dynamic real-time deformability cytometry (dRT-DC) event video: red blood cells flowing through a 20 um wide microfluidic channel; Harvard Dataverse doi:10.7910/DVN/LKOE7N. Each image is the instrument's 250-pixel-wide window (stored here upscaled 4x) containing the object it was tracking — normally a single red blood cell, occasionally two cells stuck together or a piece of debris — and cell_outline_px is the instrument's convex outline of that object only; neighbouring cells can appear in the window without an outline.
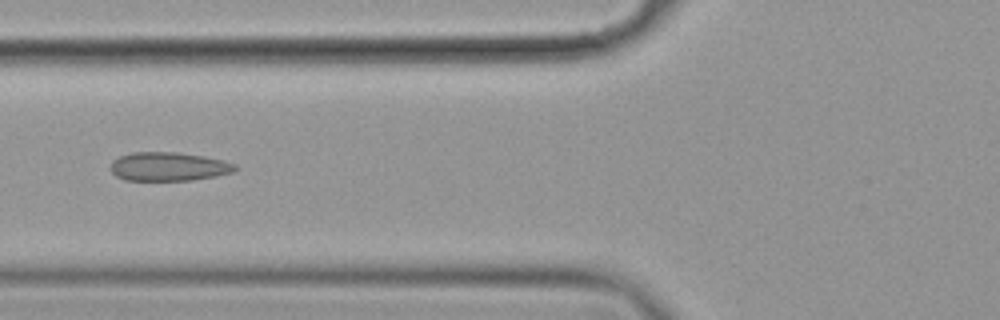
{"species": "common noctule bat (a hibernating species)", "species_latin": "Nyctalus noctula", "temperature_condition": "cold", "stored_images_in_passage": 8, "camera_frame_rate_fps": 3000, "um_per_image_px": 0.085, "animal": {"sex": "female", "body_mass_g": 19.9}, "frame": {"image": 1, "passage_image": 6, "time_ms": 1.667, "image_size_px": [1000, 320], "cell_outline_px": [[236, 168], [232, 172], [216, 176], [192, 180], [124, 180], [116, 176], [112, 172], [112, 160], [120, 156], [132, 152], [176, 152], [204, 156], [224, 160], [236, 164]], "centroid_in_image_um": [14.33, 14.15], "position_along_channel_um": 111.5, "area_um2": 20.81}}
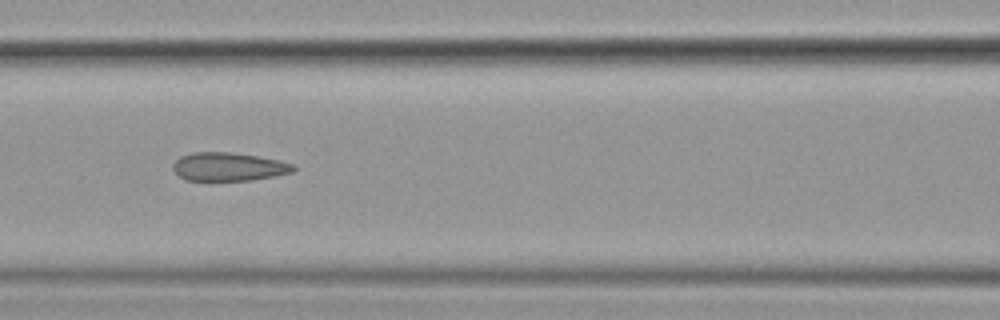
{"frame": {"image": 2, "passage_image": 7, "time_ms": 2.0, "image_size_px": [1000, 320], "cell_outline_px": [[296, 168], [292, 172], [252, 180], [184, 180], [176, 176], [172, 168], [172, 164], [180, 156], [192, 152], [232, 152], [280, 160], [292, 164]], "centroid_in_image_um": [19.36, 14.17], "position_along_channel_um": 147.2, "area_um2": 20.0}}
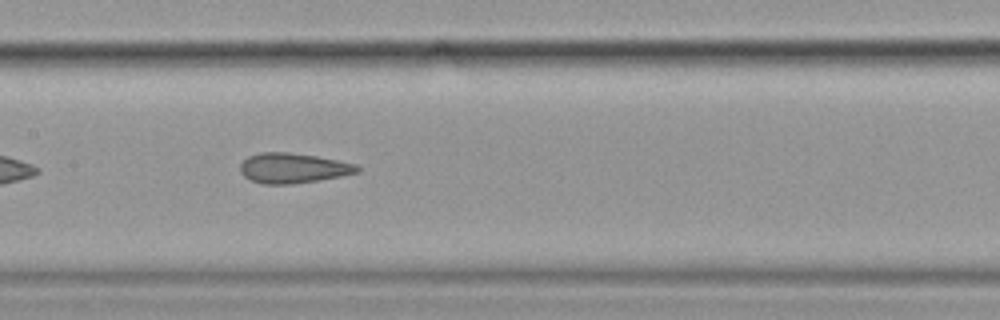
{"frame": {"image": 3, "passage_image": 8, "time_ms": 2.333, "image_size_px": [1000, 320], "cell_outline_px": [[360, 172], [340, 176], [292, 184], [264, 184], [252, 180], [244, 176], [240, 172], [240, 164], [248, 156], [260, 152], [288, 152], [316, 156], [356, 164], [360, 168]], "centroid_in_image_um": [24.89, 14.28], "position_along_channel_um": 182.5, "area_um2": 20.35}}